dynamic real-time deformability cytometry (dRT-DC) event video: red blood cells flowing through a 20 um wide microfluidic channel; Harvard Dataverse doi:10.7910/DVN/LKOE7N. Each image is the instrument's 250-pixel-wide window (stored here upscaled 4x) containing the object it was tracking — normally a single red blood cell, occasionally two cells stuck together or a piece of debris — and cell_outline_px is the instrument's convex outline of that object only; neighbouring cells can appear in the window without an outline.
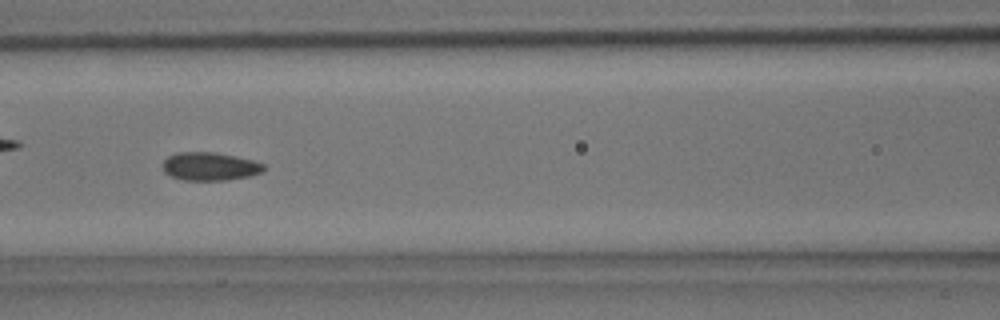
{"species": "common noctule bat (a hibernating species)", "species_latin": "Nyctalus noctula", "temperature_condition": "room temperature", "stored_images_in_passage": 37, "camera_frame_rate_fps": 3000, "um_per_image_px": 0.085, "animal": {"sex": "male", "body_mass_g": 15.6}, "frame": {"image": 1, "passage_image": 11, "time_ms": 3.333, "image_size_px": [1000, 320], "cell_outline_px": [[264, 172], [248, 176], [228, 180], [184, 180], [172, 176], [164, 172], [164, 160], [168, 156], [176, 152], [216, 152], [236, 156], [252, 160], [264, 164]], "centroid_in_image_um": [17.85, 14.14], "position_along_channel_um": 148.7, "area_um2": 16.59}}
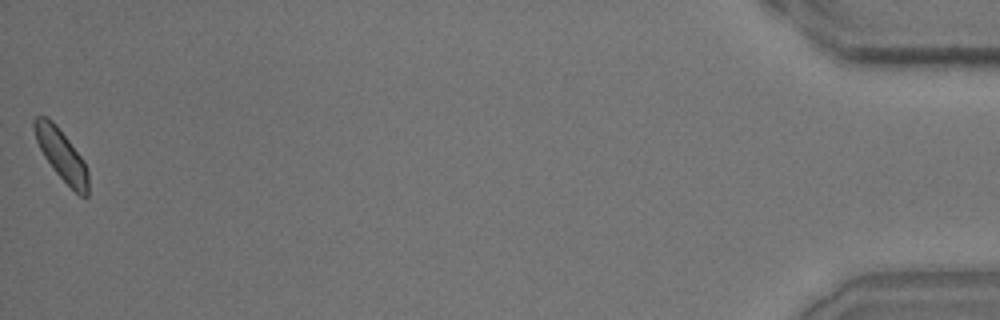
{"frame": {"image": 2, "passage_image": 37, "time_ms": 12.0, "image_size_px": [1000, 320], "cell_outline_px": [[88, 196], [80, 196], [52, 168], [44, 156], [36, 140], [32, 128], [32, 120], [36, 116], [48, 116], [56, 124], [84, 160], [88, 172]], "centroid_in_image_um": [5.2, 13.11], "position_along_channel_um": 430.0, "area_um2": 16.01}}